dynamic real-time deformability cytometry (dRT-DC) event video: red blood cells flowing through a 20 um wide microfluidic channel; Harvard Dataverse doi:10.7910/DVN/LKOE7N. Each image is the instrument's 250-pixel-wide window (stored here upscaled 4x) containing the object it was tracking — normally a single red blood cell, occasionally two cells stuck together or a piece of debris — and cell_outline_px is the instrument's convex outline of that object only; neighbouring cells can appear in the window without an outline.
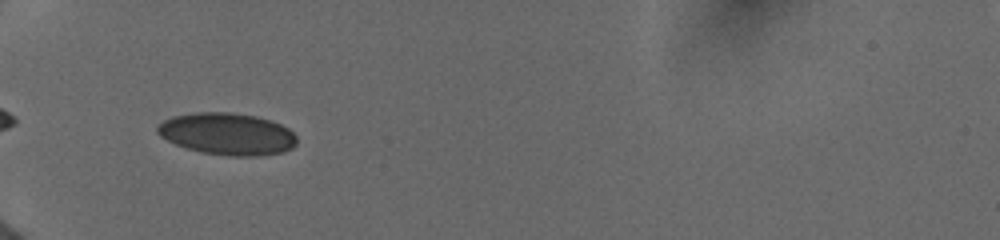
{"species": "human", "species_latin": "Homo sapiens", "temperature_condition": "cold", "stored_images_in_passage": 5, "camera_frame_rate_fps": 3000, "um_per_image_px": 0.085, "donor": {"sex": "female"}, "frame": {"image": 1, "passage_image": 1, "time_ms": 0.0, "image_size_px": [1000, 240], "cell_outline_px": [[296, 144], [292, 148], [284, 152], [256, 156], [228, 156], [200, 152], [176, 144], [160, 136], [156, 132], [156, 128], [164, 120], [172, 116], [196, 112], [232, 112], [256, 116], [280, 124], [288, 128], [296, 136]], "centroid_in_image_um": [19.32, 11.38], "position_along_channel_um": 65.7, "area_um2": 34.1}}
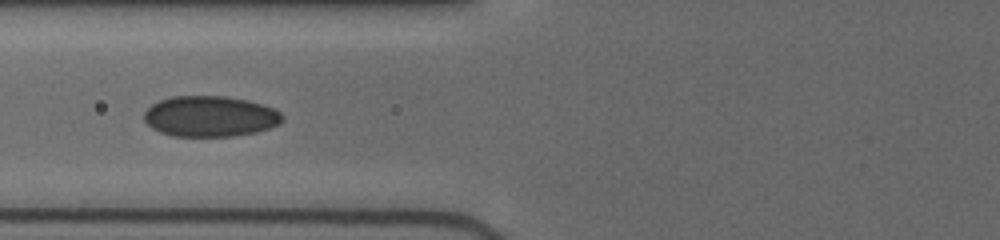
{"frame": {"image": 2, "passage_image": 4, "time_ms": 1.333, "image_size_px": [1000, 240], "cell_outline_px": [[284, 120], [280, 124], [256, 132], [236, 136], [172, 136], [160, 132], [152, 128], [144, 120], [144, 112], [152, 104], [160, 100], [172, 96], [224, 96], [248, 100], [272, 108], [280, 112], [284, 116]], "centroid_in_image_um": [17.86, 9.89], "position_along_channel_um": 107.9, "area_um2": 32.89}}